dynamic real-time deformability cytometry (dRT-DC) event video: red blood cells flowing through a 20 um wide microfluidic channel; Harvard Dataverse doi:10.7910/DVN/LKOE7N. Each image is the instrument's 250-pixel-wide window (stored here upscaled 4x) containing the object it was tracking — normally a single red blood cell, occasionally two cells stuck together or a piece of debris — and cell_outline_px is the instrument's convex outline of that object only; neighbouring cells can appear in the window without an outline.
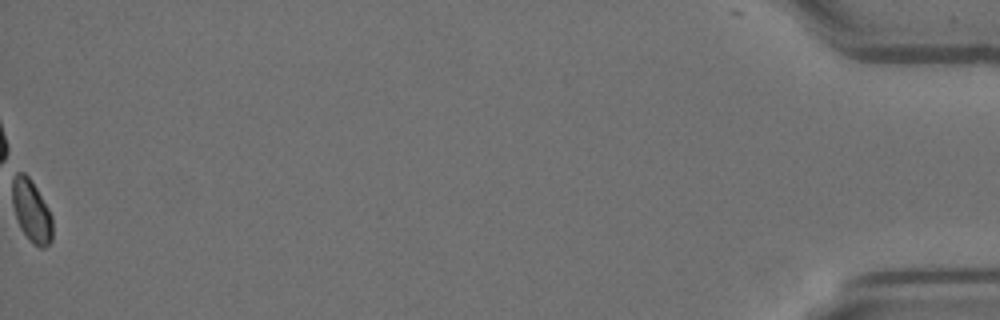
{"species": "Egyptian fruit bat (a non-hibernating species)", "species_latin": "Rousettus aegyptiacus", "temperature_condition": "room temperature", "stored_images_in_passage": 57, "camera_frame_rate_fps": 3000, "um_per_image_px": 0.085, "animal": {"sex": "female"}, "frame": {"image": 1, "passage_image": 57, "time_ms": 18.667, "image_size_px": [1000, 320], "cell_outline_px": [[52, 240], [44, 248], [40, 248], [20, 228], [16, 220], [12, 204], [12, 168], [24, 172], [32, 180], [48, 208], [52, 216]], "centroid_in_image_um": [2.63, 17.82], "position_along_channel_um": 432.6, "area_um2": 14.8}, "authors_computed_cell_mechanics": {"area_um2": 16.0684, "velocity_mm_per_s": 3.5287, "shape_relaxation_time_tau1_ms": 1.3437, "shape_relaxation_time_tau2_ms": 2.0715, "deformation_change_tau1": 0.1881, "deformation_change_tau2": 0.0587}}